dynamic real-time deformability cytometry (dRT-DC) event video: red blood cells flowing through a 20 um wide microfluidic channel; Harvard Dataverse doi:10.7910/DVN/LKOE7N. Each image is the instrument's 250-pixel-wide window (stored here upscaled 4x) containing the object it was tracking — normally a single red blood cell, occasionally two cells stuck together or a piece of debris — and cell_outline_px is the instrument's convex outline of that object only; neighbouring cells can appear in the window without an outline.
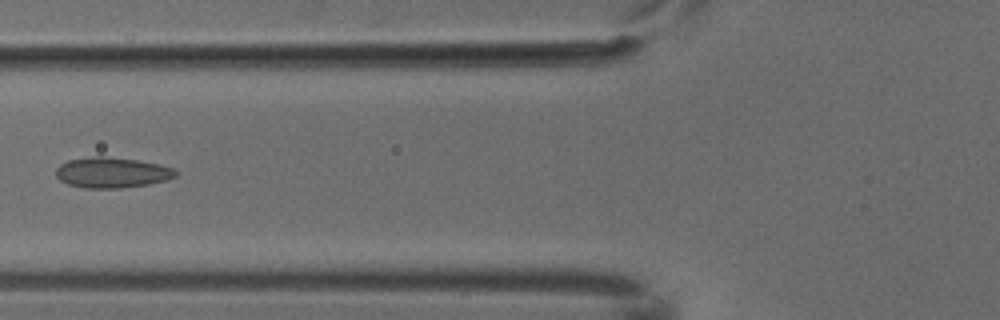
{"species": "common noctule bat (a hibernating species)", "species_latin": "Nyctalus noctula", "temperature_condition": "cold", "stored_images_in_passage": 5, "camera_frame_rate_fps": 3000, "um_per_image_px": 0.085, "animal": {"sex": "male", "body_mass_g": 18.8}, "frame": {"image": 1, "passage_image": 5, "time_ms": 1.333, "image_size_px": [1000, 320], "cell_outline_px": [[180, 172], [176, 176], [168, 180], [148, 184], [120, 188], [84, 188], [68, 184], [60, 180], [56, 176], [56, 168], [60, 164], [68, 160], [92, 156], [104, 156], [136, 160], [160, 164], [176, 168]], "centroid_in_image_um": [9.55, 14.66], "position_along_channel_um": 116.2, "area_um2": 21.5}}